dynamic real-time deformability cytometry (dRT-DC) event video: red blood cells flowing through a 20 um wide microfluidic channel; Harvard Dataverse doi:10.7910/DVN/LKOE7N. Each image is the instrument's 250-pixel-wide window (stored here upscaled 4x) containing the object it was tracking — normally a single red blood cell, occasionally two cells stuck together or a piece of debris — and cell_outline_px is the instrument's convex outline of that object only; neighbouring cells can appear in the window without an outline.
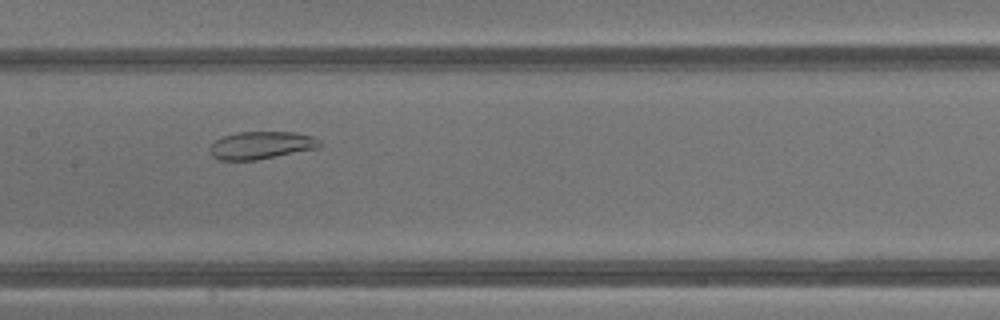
{"species": "common noctule bat (a hibernating species)", "species_latin": "Nyctalus noctula", "temperature_condition": "warm", "stored_images_in_passage": 39, "camera_frame_rate_fps": 3000, "um_per_image_px": 0.085, "animal": {"sex": "male", "body_mass_g": 13.3}, "frame": {"image": 1, "passage_image": 18, "time_ms": 5.667, "image_size_px": [1000, 320], "cell_outline_px": [[320, 148], [256, 160], [220, 160], [212, 156], [208, 148], [216, 140], [224, 136], [240, 132], [296, 132], [312, 136], [320, 140]], "centroid_in_image_um": [22.22, 12.35], "position_along_channel_um": 185.2, "area_um2": 17.69}}
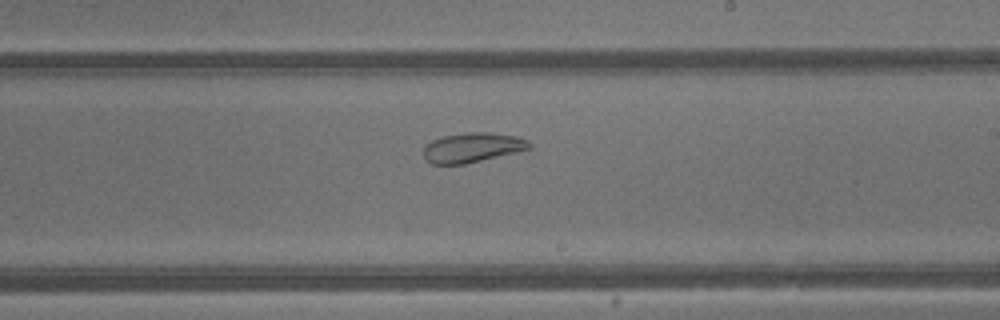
{"frame": {"image": 2, "passage_image": 22, "time_ms": 7.0, "image_size_px": [1000, 320], "cell_outline_px": [[532, 148], [516, 152], [464, 164], [432, 164], [424, 156], [424, 148], [432, 140], [444, 136], [468, 132], [492, 132], [516, 136], [528, 140], [532, 144]], "centroid_in_image_um": [40.19, 12.53], "position_along_channel_um": 248.8, "area_um2": 18.15}}
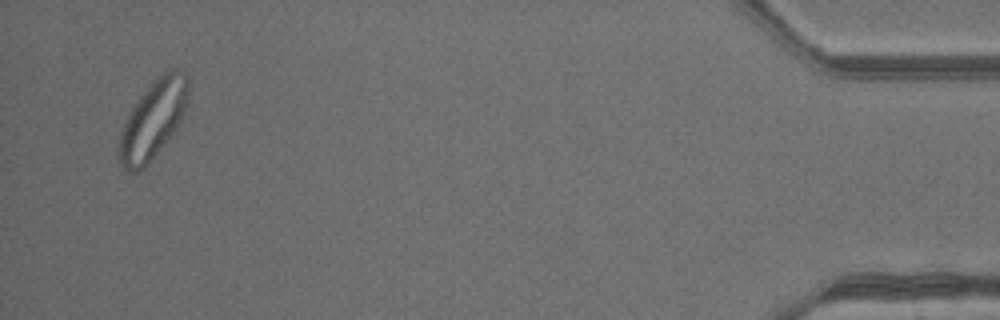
{"frame": {"image": 3, "passage_image": 38, "time_ms": 12.333, "image_size_px": [1000, 320], "cell_outline_px": [[188, 100], [184, 112], [176, 128], [144, 168], [136, 172], [128, 172], [124, 168], [120, 160], [120, 132], [128, 112], [140, 96], [164, 72], [172, 68], [176, 68], [184, 72], [188, 76]], "centroid_in_image_um": [13.02, 10.15], "position_along_channel_um": 422.2, "area_um2": 30.81}, "authors_computed_cell_mechanics": {"area_um2": 26.6458, "velocity_mm_per_s": 4.8065, "shape_relaxation_time_tau1_ms": null, "shape_relaxation_time_tau2_ms": 1.9224, "deformation_change_tau1": null, "deformation_change_tau2": 0.0833}}